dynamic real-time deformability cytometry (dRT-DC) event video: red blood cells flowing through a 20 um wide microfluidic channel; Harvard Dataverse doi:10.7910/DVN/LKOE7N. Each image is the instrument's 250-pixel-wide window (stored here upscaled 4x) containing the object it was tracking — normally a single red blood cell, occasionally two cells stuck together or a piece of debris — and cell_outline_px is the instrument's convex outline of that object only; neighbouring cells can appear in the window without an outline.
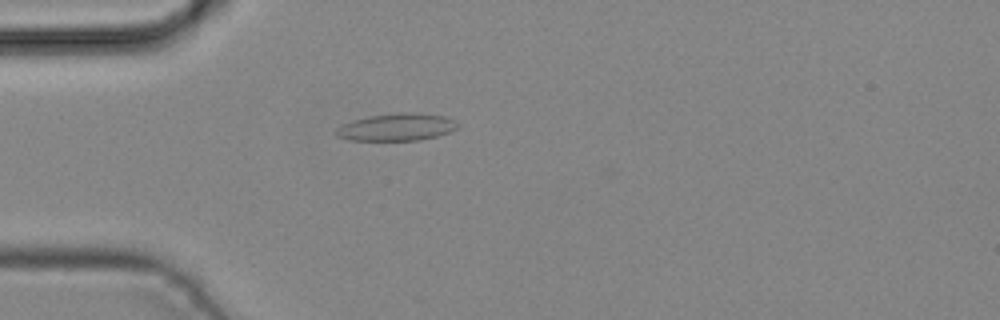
{"species": "common noctule bat (a hibernating species)", "species_latin": "Nyctalus noctula", "temperature_condition": "cold", "stored_images_in_passage": 4, "camera_frame_rate_fps": 3000, "um_per_image_px": 0.085, "animal": {"sex": "male", "body_mass_g": 19.2, "forearm_length_mm": 51.8}, "frame": {"image": 1, "passage_image": 4, "time_ms": 1.0, "image_size_px": [1000, 320], "cell_outline_px": [[460, 124], [456, 128], [448, 132], [436, 136], [420, 140], [348, 140], [336, 136], [332, 132], [340, 124], [352, 120], [368, 116], [396, 112], [420, 112], [444, 116]], "centroid_in_image_um": [33.64, 10.79], "position_along_channel_um": 51.4, "area_um2": 19.65}}